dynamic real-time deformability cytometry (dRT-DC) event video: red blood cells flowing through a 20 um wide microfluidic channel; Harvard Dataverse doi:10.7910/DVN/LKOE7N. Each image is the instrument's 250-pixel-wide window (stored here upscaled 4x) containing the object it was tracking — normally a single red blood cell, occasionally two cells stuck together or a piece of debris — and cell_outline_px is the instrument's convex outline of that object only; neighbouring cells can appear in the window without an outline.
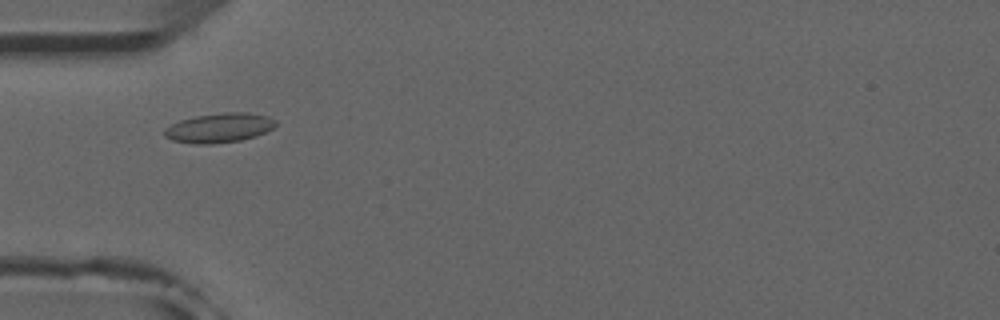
{"species": "common noctule bat (a hibernating species)", "species_latin": "Nyctalus noctula", "temperature_condition": "room temperature", "stored_images_in_passage": 49, "camera_frame_rate_fps": 3000, "um_per_image_px": 0.085, "animal": {"sex": "male", "forearm_length_mm": 52.5}, "frame": {"image": 1, "passage_image": 13, "time_ms": 4.0, "image_size_px": [1000, 320], "cell_outline_px": [[276, 124], [272, 128], [256, 136], [240, 140], [212, 144], [196, 144], [172, 140], [164, 136], [164, 128], [180, 120], [196, 116], [224, 112], [248, 112], [268, 116], [276, 120]], "centroid_in_image_um": [18.63, 10.86], "position_along_channel_um": 66.4, "area_um2": 19.07}}
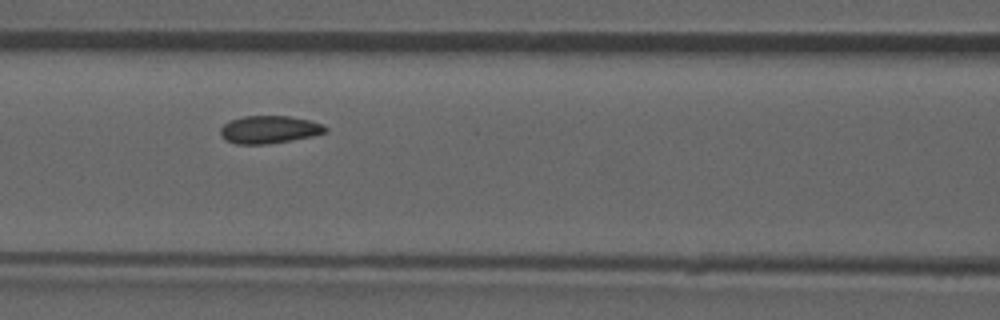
{"frame": {"image": 2, "passage_image": 19, "time_ms": 6.0, "image_size_px": [1000, 320], "cell_outline_px": [[328, 132], [312, 136], [292, 140], [268, 144], [236, 144], [224, 140], [220, 136], [220, 128], [224, 124], [232, 120], [244, 116], [288, 116], [312, 120], [324, 124], [328, 128]], "centroid_in_image_um": [22.91, 11.02], "position_along_channel_um": 143.7, "area_um2": 17.17}}
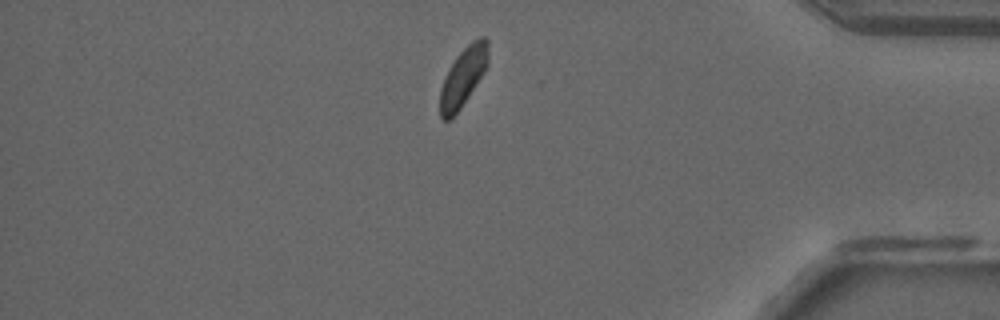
{"frame": {"image": 3, "passage_image": 41, "time_ms": 13.333, "image_size_px": [1000, 320], "cell_outline_px": [[488, 64], [484, 72], [460, 108], [448, 120], [444, 120], [440, 116], [440, 88], [448, 68], [456, 56], [472, 40], [480, 36], [484, 36], [488, 40]], "centroid_in_image_um": [39.37, 6.48], "position_along_channel_um": 395.8, "area_um2": 16.36}, "authors_computed_cell_mechanics": {"area_um2": 17.2244, "velocity_mm_per_s": 3.881, "shape_relaxation_time_tau1_ms": 7.1567, "shape_relaxation_time_tau2_ms": null, "deformation_change_tau1": 0.0929, "deformation_change_tau2": null}}